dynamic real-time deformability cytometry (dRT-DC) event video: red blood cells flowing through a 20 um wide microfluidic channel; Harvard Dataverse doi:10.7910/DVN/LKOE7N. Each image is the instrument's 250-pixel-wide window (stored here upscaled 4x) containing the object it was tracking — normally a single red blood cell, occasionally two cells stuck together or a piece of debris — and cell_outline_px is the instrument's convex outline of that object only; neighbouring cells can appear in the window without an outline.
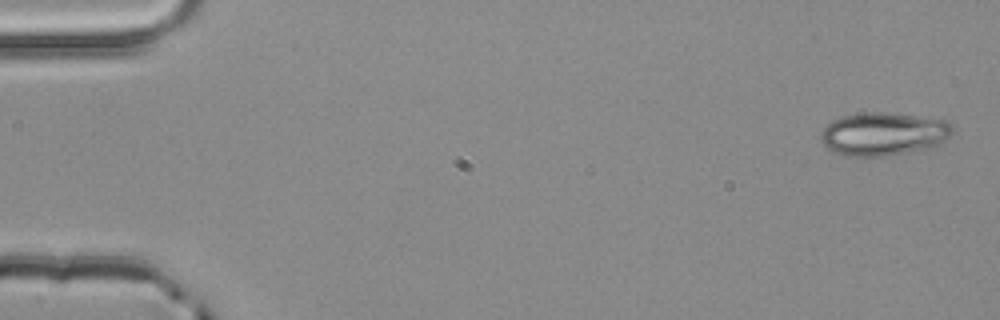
{"species": "common noctule bat (a hibernating species)", "species_latin": "Nyctalus noctula", "temperature_condition": "room temperature", "stored_images_in_passage": 4, "camera_frame_rate_fps": 3000, "um_per_image_px": 0.085, "animal": {"sex": "male", "body_mass_g": 20.4}, "frame": {"image": 1, "passage_image": 1, "time_ms": 0.0, "image_size_px": [1000, 320], "cell_outline_px": [[956, 128], [944, 140], [928, 148], [908, 152], [884, 156], [844, 156], [832, 152], [820, 140], [820, 132], [832, 120], [840, 116], [868, 112], [888, 112], [948, 120]], "centroid_in_image_um": [75.08, 11.37], "position_along_channel_um": 9.9, "area_um2": 33.29}}